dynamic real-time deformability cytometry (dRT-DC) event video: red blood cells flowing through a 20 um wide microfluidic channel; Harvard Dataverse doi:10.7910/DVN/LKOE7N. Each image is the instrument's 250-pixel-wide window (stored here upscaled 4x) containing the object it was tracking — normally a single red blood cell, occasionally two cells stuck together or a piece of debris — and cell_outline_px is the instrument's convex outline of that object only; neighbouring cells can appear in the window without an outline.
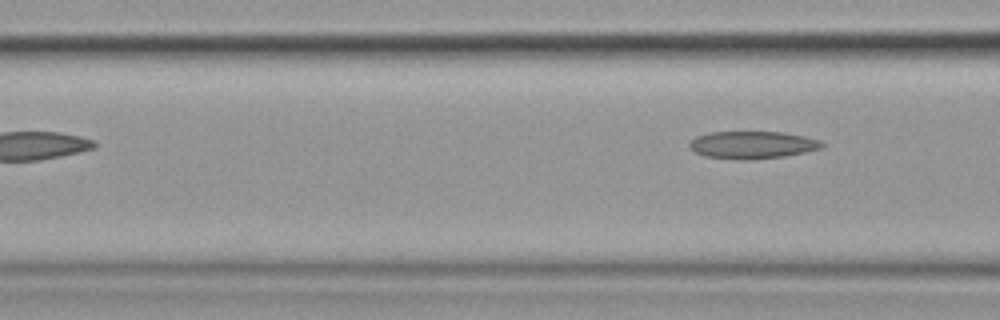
{"species": "common noctule bat (a hibernating species)", "species_latin": "Nyctalus noctula", "temperature_condition": "cold", "stored_images_in_passage": 4, "camera_frame_rate_fps": 3000, "um_per_image_px": 0.085, "animal": {"sex": "female", "body_mass_g": 19.9}, "frame": {"image": 1, "passage_image": 4, "time_ms": 3.667, "image_size_px": [1000, 320], "cell_outline_px": [[824, 144], [820, 148], [804, 152], [784, 156], [748, 160], [744, 160], [704, 156], [692, 152], [688, 148], [688, 144], [696, 136], [712, 132], [784, 132], [804, 136], [820, 140]], "centroid_in_image_um": [63.9, 12.32], "position_along_channel_um": 102.7, "area_um2": 21.21}}